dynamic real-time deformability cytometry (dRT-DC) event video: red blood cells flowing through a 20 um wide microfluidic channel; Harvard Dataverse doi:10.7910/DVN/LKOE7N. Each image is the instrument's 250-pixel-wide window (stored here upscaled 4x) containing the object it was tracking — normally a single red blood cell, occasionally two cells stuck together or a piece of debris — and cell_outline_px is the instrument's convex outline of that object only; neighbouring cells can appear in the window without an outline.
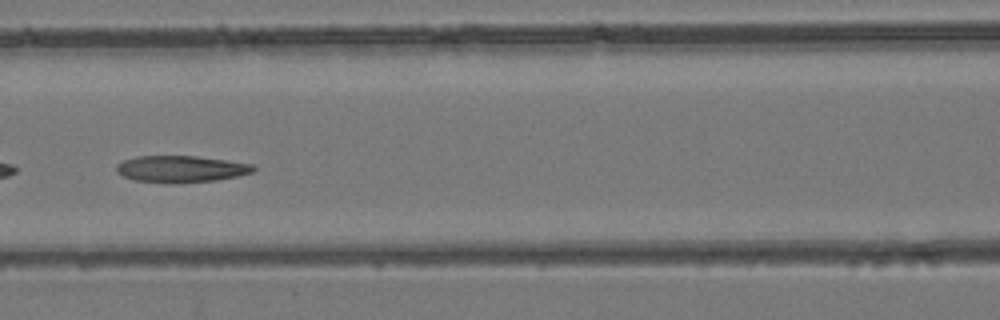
{"species": "common noctule bat (a hibernating species)", "species_latin": "Nyctalus noctula", "temperature_condition": "room temperature", "stored_images_in_passage": 49, "camera_frame_rate_fps": 3000, "um_per_image_px": 0.085, "animal": {"sex": "female", "body_mass_g": 24.6, "forearm_length_mm": 56.2}, "frame": {"image": 1, "passage_image": 22, "time_ms": 7.0, "image_size_px": [1000, 320], "cell_outline_px": [[256, 168], [252, 172], [236, 176], [216, 180], [176, 184], [168, 184], [136, 180], [124, 176], [116, 172], [116, 164], [124, 160], [136, 156], [196, 156], [256, 164]], "centroid_in_image_um": [15.38, 14.37], "position_along_channel_um": 151.2, "area_um2": 21.5}}
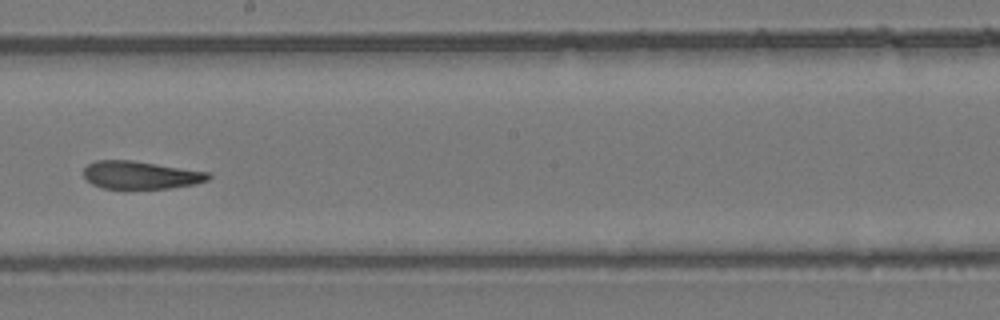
{"frame": {"image": 2, "passage_image": 28, "time_ms": 9.0, "image_size_px": [1000, 320], "cell_outline_px": [[212, 176], [208, 180], [196, 184], [168, 188], [104, 188], [92, 184], [84, 176], [84, 168], [88, 164], [96, 160], [132, 160], [208, 172]], "centroid_in_image_um": [11.96, 14.87], "position_along_channel_um": 236.2, "area_um2": 20.06}}